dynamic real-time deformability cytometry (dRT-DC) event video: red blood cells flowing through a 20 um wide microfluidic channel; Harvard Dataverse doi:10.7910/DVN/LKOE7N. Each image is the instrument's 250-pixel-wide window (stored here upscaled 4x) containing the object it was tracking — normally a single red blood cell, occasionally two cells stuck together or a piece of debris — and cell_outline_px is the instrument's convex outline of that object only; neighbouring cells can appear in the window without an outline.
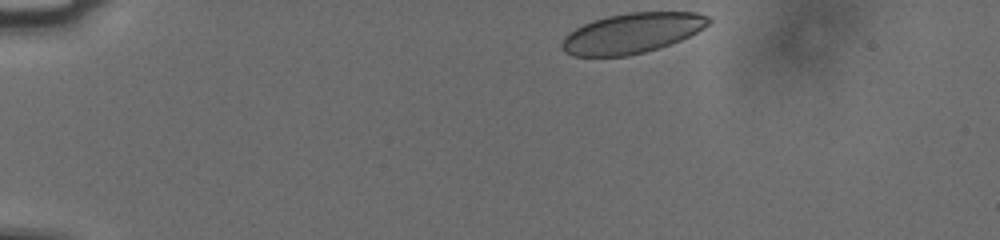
{"species": "human", "species_latin": "Homo sapiens", "temperature_condition": "cold", "stored_images_in_passage": 46, "camera_frame_rate_fps": 3000, "um_per_image_px": 0.085, "donor": {"sex": "male"}, "frame": {"image": 1, "passage_image": 1, "time_ms": 0.0, "image_size_px": [1000, 240], "cell_outline_px": [[712, 20], [704, 28], [680, 40], [644, 52], [628, 56], [572, 56], [564, 52], [560, 44], [564, 36], [568, 32], [592, 20], [608, 16], [628, 12], [696, 12], [708, 16]], "centroid_in_image_um": [53.68, 2.81], "position_along_channel_um": 31.3, "area_um2": 34.28}}
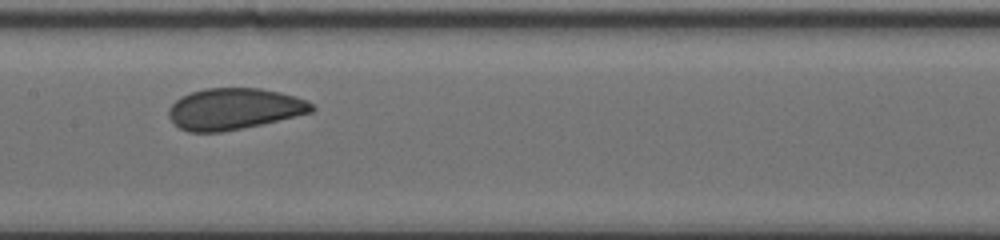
{"frame": {"image": 2, "passage_image": 20, "time_ms": 6.333, "image_size_px": [1000, 240], "cell_outline_px": [[316, 108], [312, 112], [260, 124], [224, 132], [188, 132], [180, 128], [168, 116], [168, 108], [180, 96], [204, 88], [260, 88], [280, 92], [296, 96], [312, 104]], "centroid_in_image_um": [19.87, 9.25], "position_along_channel_um": 187.5, "area_um2": 34.33}}
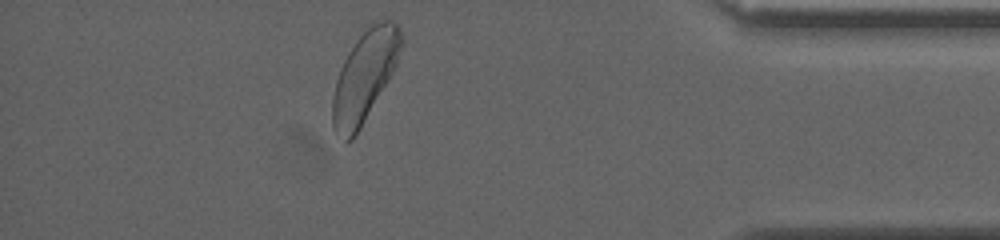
{"frame": {"image": 3, "passage_image": 40, "time_ms": 13.0, "image_size_px": [1000, 240], "cell_outline_px": [[404, 40], [396, 64], [392, 72], [360, 128], [352, 140], [348, 144], [344, 144], [332, 128], [332, 100], [336, 80], [340, 68], [348, 52], [356, 40], [372, 24], [380, 20], [392, 20], [400, 28]], "centroid_in_image_um": [30.97, 6.52], "position_along_channel_um": 404.2, "area_um2": 35.95}, "authors_computed_cell_mechanics": {"area_um2": 35.3158, "velocity_mm_per_s": 3.7408, "shape_relaxation_time_tau1_ms": 4.0126, "shape_relaxation_time_tau2_ms": null, "deformation_change_tau1": 0.0761, "deformation_change_tau2": null}}